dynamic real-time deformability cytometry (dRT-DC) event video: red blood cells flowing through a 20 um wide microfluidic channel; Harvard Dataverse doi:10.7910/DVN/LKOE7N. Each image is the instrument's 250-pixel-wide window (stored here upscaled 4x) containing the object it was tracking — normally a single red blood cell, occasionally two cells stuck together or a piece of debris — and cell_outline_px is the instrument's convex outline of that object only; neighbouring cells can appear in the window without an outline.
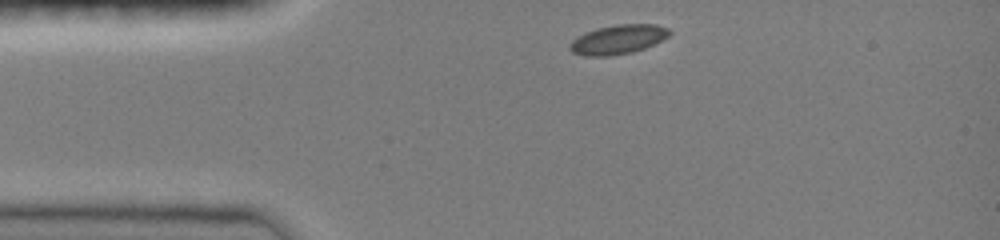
{"species": "common noctule bat (a hibernating species)", "species_latin": "Nyctalus noctula", "temperature_condition": "room temperature", "stored_images_in_passage": 34, "camera_frame_rate_fps": 3000, "um_per_image_px": 0.085, "animal": {"sex": "female", "body_mass_g": 19.0, "forearm_length_mm": 51.5}, "frame": {"image": 1, "passage_image": 1, "time_ms": 0.0, "image_size_px": [1000, 240], "cell_outline_px": [[672, 32], [668, 36], [644, 48], [632, 52], [608, 56], [584, 56], [572, 52], [568, 48], [568, 44], [572, 40], [584, 32], [596, 28], [616, 24], [656, 24], [668, 28]], "centroid_in_image_um": [52.49, 3.35], "position_along_channel_um": 32.5, "area_um2": 17.05}}
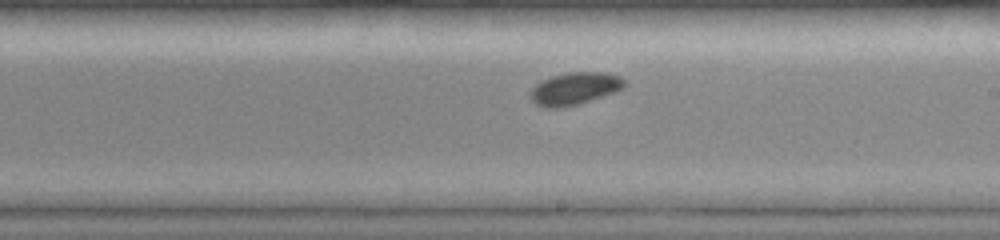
{"frame": {"image": 2, "passage_image": 19, "time_ms": 6.0, "image_size_px": [1000, 240], "cell_outline_px": [[628, 84], [624, 88], [616, 92], [576, 104], [560, 108], [548, 108], [536, 104], [528, 96], [532, 88], [536, 84], [552, 76], [568, 72], [604, 72], [620, 76], [628, 80]], "centroid_in_image_um": [48.89, 7.52], "position_along_channel_um": 240.1, "area_um2": 17.86}}
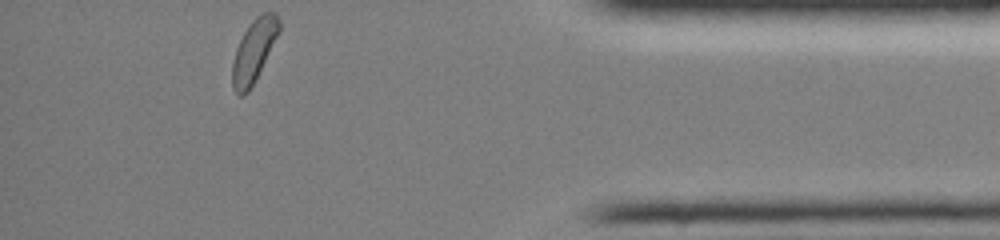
{"frame": {"image": 3, "passage_image": 34, "time_ms": 11.0, "image_size_px": [1000, 240], "cell_outline_px": [[280, 32], [248, 92], [244, 96], [240, 96], [232, 88], [232, 60], [236, 48], [244, 32], [252, 20], [260, 12], [276, 12], [280, 20]], "centroid_in_image_um": [21.58, 4.28], "position_along_channel_um": 413.6, "area_um2": 16.99}, "authors_computed_cell_mechanics": {"area_um2": 16.9932, "velocity_mm_per_s": 4.0214, "shape_relaxation_time_tau1_ms": 1.8087, "shape_relaxation_time_tau2_ms": null, "deformation_change_tau1": 0.0589, "deformation_change_tau2": null}}